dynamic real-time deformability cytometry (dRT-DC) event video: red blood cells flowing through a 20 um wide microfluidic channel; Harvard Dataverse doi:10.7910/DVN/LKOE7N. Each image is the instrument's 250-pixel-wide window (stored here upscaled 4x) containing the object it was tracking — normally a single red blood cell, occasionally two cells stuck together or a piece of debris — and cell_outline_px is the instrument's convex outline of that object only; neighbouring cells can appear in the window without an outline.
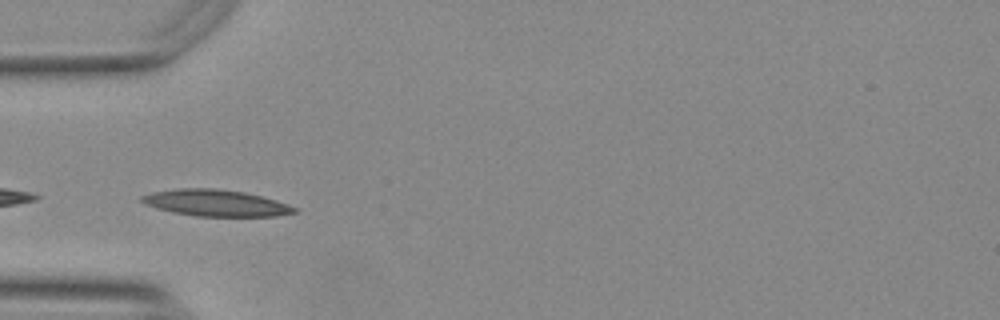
{"species": "Egyptian fruit bat (a non-hibernating species)", "species_latin": "Rousettus aegyptiacus", "temperature_condition": "warm", "stored_images_in_passage": 14, "camera_frame_rate_fps": 3000, "um_per_image_px": 0.085, "animal": {"sex": "female"}, "frame": {"image": 1, "passage_image": 1, "time_ms": 0.0, "image_size_px": [1000, 320], "cell_outline_px": [[300, 212], [276, 216], [196, 216], [172, 212], [156, 208], [144, 204], [140, 200], [140, 196], [152, 192], [180, 188], [216, 188], [244, 192], [276, 200], [288, 204], [296, 208]], "centroid_in_image_um": [18.33, 17.25], "position_along_channel_um": 66.7, "area_um2": 23.64}}